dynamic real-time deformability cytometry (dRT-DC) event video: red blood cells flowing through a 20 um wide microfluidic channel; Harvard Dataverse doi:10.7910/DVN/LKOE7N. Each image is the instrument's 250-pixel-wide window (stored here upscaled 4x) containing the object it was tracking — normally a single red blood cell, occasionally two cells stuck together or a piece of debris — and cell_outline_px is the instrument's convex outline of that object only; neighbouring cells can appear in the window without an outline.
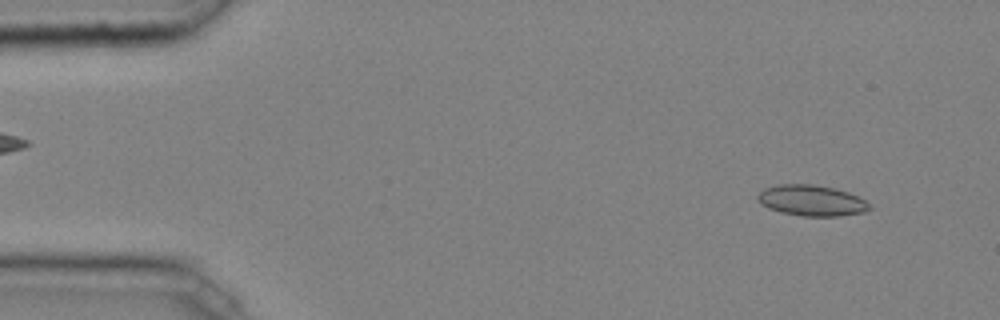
{"species": "common noctule bat (a hibernating species)", "species_latin": "Nyctalus noctula", "temperature_condition": "cold", "stored_images_in_passage": 15, "camera_frame_rate_fps": 3000, "um_per_image_px": 0.085, "animal": {"sex": "male", "body_mass_g": 20.4}, "frame": {"image": 1, "passage_image": 4, "time_ms": 1.0, "image_size_px": [1000, 320], "cell_outline_px": [[872, 208], [864, 212], [840, 216], [800, 216], [780, 212], [768, 208], [760, 204], [756, 196], [764, 188], [776, 184], [812, 184], [832, 188], [848, 192], [864, 200]], "centroid_in_image_um": [68.94, 17.05], "position_along_channel_um": 16.1, "area_um2": 20.11}}
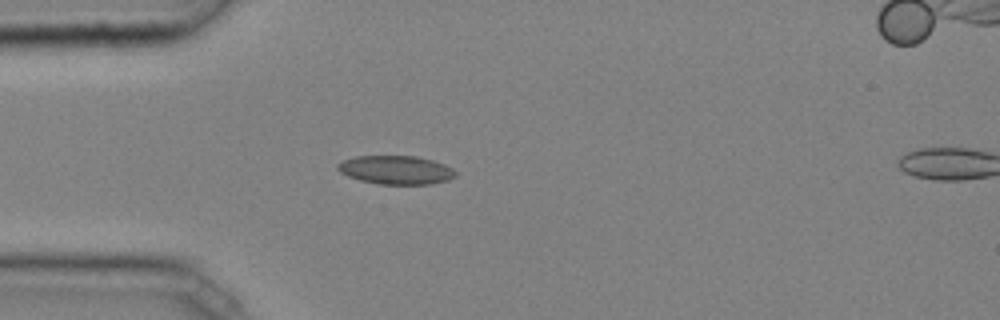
{"frame": {"image": 2, "passage_image": 13, "time_ms": 4.0, "image_size_px": [1000, 320], "cell_outline_px": [[456, 176], [448, 180], [428, 184], [376, 184], [360, 180], [348, 176], [340, 172], [336, 168], [336, 164], [344, 160], [356, 156], [416, 156], [432, 160], [444, 164], [452, 168], [456, 172]], "centroid_in_image_um": [33.64, 14.44], "position_along_channel_um": 51.4, "area_um2": 19.65}}